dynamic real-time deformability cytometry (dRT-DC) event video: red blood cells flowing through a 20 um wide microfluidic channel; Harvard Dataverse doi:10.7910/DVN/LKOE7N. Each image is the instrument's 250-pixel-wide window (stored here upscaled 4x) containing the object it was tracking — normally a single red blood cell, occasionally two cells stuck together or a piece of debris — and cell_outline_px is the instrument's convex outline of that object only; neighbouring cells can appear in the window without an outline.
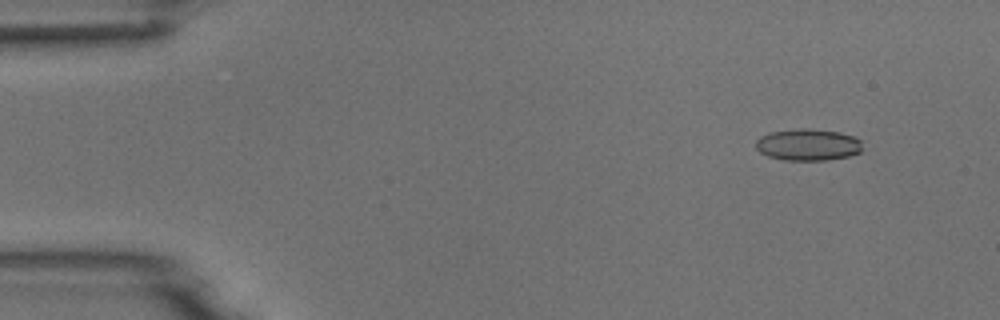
{"species": "common noctule bat (a hibernating species)", "species_latin": "Nyctalus noctula", "temperature_condition": "room temperature", "stored_images_in_passage": 5, "camera_frame_rate_fps": 3000, "um_per_image_px": 0.085, "animal": {"sex": "male", "body_mass_g": 18.8}, "frame": {"image": 1, "passage_image": 2, "time_ms": 1.333, "image_size_px": [1000, 320], "cell_outline_px": [[860, 152], [848, 156], [824, 160], [784, 160], [768, 156], [760, 152], [756, 148], [756, 140], [760, 136], [768, 132], [800, 128], [808, 128], [840, 132], [852, 136], [860, 140]], "centroid_in_image_um": [68.63, 12.29], "position_along_channel_um": 16.4, "area_um2": 19.65}}
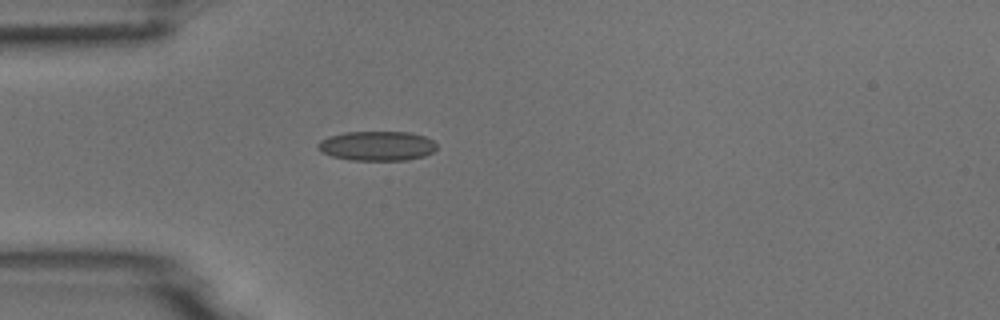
{"frame": {"image": 2, "passage_image": 5, "time_ms": 4.667, "image_size_px": [1000, 320], "cell_outline_px": [[436, 148], [432, 152], [424, 156], [408, 160], [348, 160], [332, 156], [320, 152], [316, 148], [316, 144], [320, 140], [328, 136], [344, 132], [412, 132], [424, 136], [432, 140], [436, 144]], "centroid_in_image_um": [32.0, 12.4], "position_along_channel_um": 53.0, "area_um2": 20.69}}